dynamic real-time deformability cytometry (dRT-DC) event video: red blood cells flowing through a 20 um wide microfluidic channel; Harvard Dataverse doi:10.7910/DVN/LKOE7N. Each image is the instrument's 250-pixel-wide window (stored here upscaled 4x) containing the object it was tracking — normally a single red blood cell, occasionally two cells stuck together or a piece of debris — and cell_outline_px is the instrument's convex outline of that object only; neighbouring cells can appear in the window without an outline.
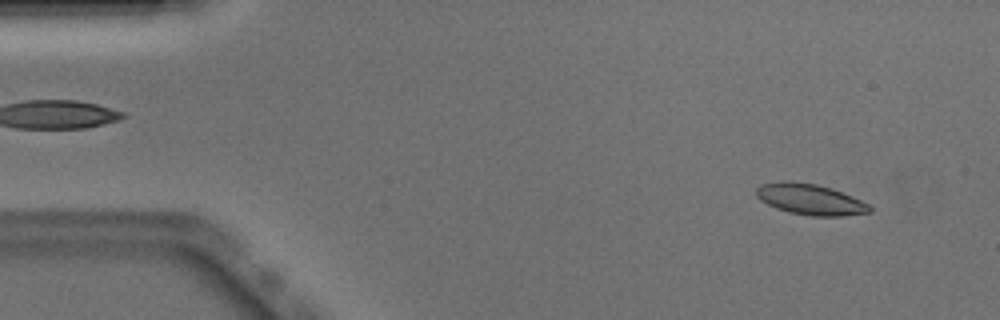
{"species": "Egyptian fruit bat (a non-hibernating species)", "species_latin": "Rousettus aegyptiacus", "temperature_condition": "warm", "stored_images_in_passage": 15, "camera_frame_rate_fps": 3000, "um_per_image_px": 0.085, "animal": {"sex": "male"}, "frame": {"image": 1, "passage_image": 4, "time_ms": 1.0, "image_size_px": [1000, 320], "cell_outline_px": [[872, 212], [840, 216], [812, 216], [788, 212], [776, 208], [760, 200], [756, 196], [756, 188], [760, 184], [780, 180], [784, 180], [816, 184], [832, 188], [852, 196], [868, 204], [872, 208]], "centroid_in_image_um": [68.84, 16.94], "position_along_channel_um": 16.2, "area_um2": 20.52}}
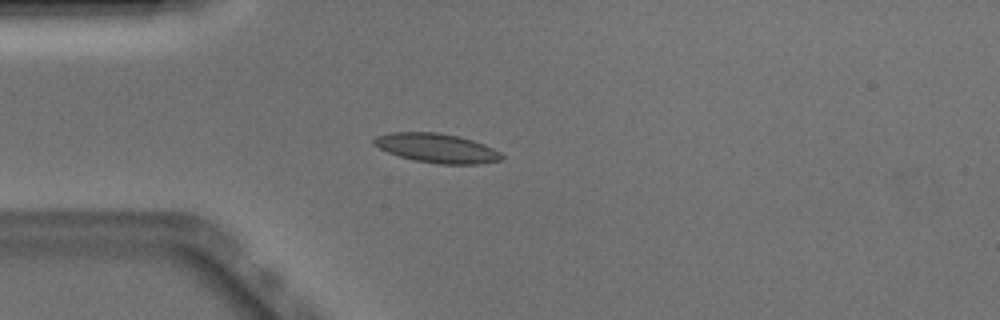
{"frame": {"image": 2, "passage_image": 13, "time_ms": 4.0, "image_size_px": [1000, 320], "cell_outline_px": [[504, 160], [480, 164], [440, 164], [416, 160], [400, 156], [388, 152], [372, 144], [372, 140], [376, 136], [392, 132], [436, 132], [456, 136], [472, 140], [484, 144], [500, 152], [504, 156]], "centroid_in_image_um": [37.15, 12.59], "position_along_channel_um": 47.9, "area_um2": 21.68}}